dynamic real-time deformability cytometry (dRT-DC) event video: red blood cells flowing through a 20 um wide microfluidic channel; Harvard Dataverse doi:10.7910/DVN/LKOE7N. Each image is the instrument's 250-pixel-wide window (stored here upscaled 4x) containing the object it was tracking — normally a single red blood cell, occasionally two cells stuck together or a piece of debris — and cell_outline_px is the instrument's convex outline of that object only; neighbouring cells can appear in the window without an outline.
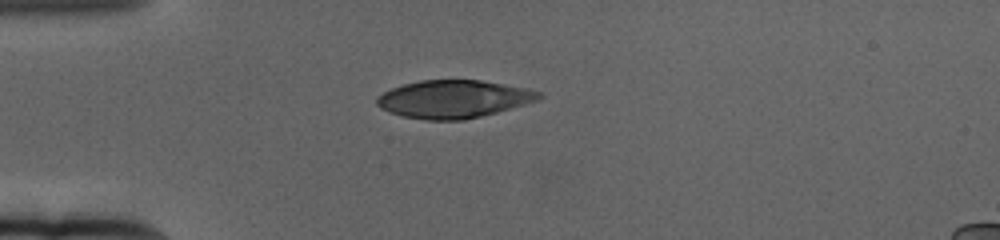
{"species": "human", "species_latin": "Homo sapiens", "temperature_condition": "cold", "stored_images_in_passage": 45, "camera_frame_rate_fps": 3000, "um_per_image_px": 0.085, "donor": {"sex": "female"}, "frame": {"image": 1, "passage_image": 1, "time_ms": 0.0, "image_size_px": [1000, 240], "cell_outline_px": [[544, 96], [540, 100], [496, 112], [464, 120], [424, 120], [404, 116], [388, 112], [380, 108], [376, 104], [376, 96], [392, 88], [404, 84], [420, 80], [480, 80], [528, 88], [540, 92]], "centroid_in_image_um": [38.55, 8.42], "position_along_channel_um": 46.4, "area_um2": 35.78}}
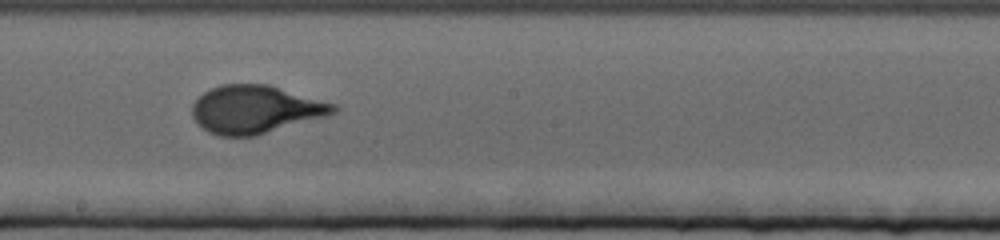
{"frame": {"image": 2, "passage_image": 19, "time_ms": 6.0, "image_size_px": [1000, 240], "cell_outline_px": [[340, 108], [336, 112], [324, 116], [256, 136], [216, 136], [208, 132], [192, 116], [192, 104], [204, 92], [220, 84], [268, 84], [336, 104]], "centroid_in_image_um": [21.71, 9.3], "position_along_channel_um": 226.5, "area_um2": 39.3}}
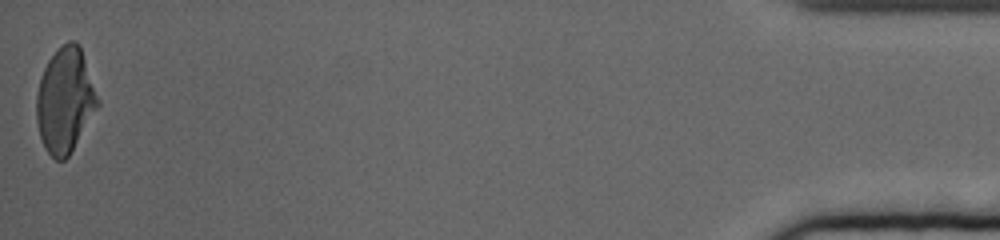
{"frame": {"image": 3, "passage_image": 45, "time_ms": 14.667, "image_size_px": [1000, 240], "cell_outline_px": [[100, 104], [68, 156], [64, 160], [56, 160], [44, 148], [40, 136], [36, 120], [36, 96], [40, 80], [44, 68], [48, 60], [68, 40], [76, 40], [80, 44], [100, 100]], "centroid_in_image_um": [5.54, 8.51], "position_along_channel_um": 429.7, "area_um2": 37.34}, "authors_computed_cell_mechanics": {"area_um2": 38.6682, "velocity_mm_per_s": 3.3544, "shape_relaxation_time_tau1_ms": 4.0511, "shape_relaxation_time_tau2_ms": null, "deformation_change_tau1": 0.2146, "deformation_change_tau2": null}}